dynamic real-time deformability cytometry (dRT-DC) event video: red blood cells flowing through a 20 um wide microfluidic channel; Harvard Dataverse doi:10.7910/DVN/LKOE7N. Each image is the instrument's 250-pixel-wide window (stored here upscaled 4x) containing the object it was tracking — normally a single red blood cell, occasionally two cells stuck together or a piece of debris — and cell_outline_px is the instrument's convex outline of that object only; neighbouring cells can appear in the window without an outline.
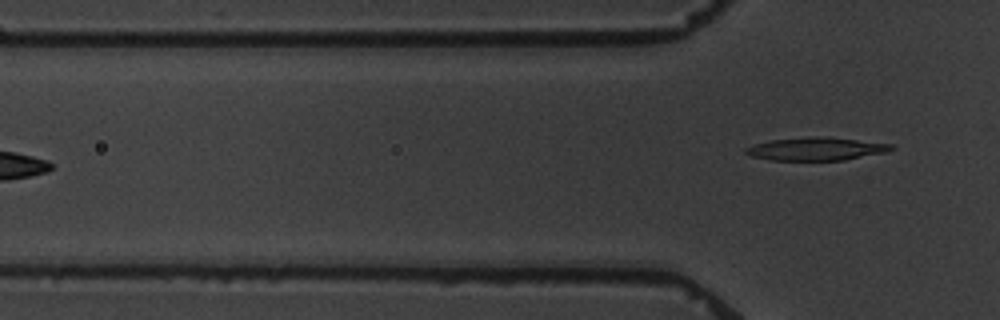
{"species": "common noctule bat (a hibernating species)", "species_latin": "Nyctalus noctula", "temperature_condition": "warm", "stored_images_in_passage": 5, "camera_frame_rate_fps": 3000, "um_per_image_px": 0.085, "animal": {"sex": "male", "body_mass_g": 19.5, "forearm_length_mm": 54.6}, "frame": {"image": 1, "passage_image": 5, "time_ms": 5.0, "image_size_px": [1000, 320], "cell_outline_px": [[896, 148], [884, 152], [844, 160], [772, 160], [752, 156], [744, 152], [744, 148], [756, 144], [772, 140], [816, 136], [828, 136], [892, 144]], "centroid_in_image_um": [69.39, 12.65], "position_along_channel_um": 56.4, "area_um2": 19.36}}